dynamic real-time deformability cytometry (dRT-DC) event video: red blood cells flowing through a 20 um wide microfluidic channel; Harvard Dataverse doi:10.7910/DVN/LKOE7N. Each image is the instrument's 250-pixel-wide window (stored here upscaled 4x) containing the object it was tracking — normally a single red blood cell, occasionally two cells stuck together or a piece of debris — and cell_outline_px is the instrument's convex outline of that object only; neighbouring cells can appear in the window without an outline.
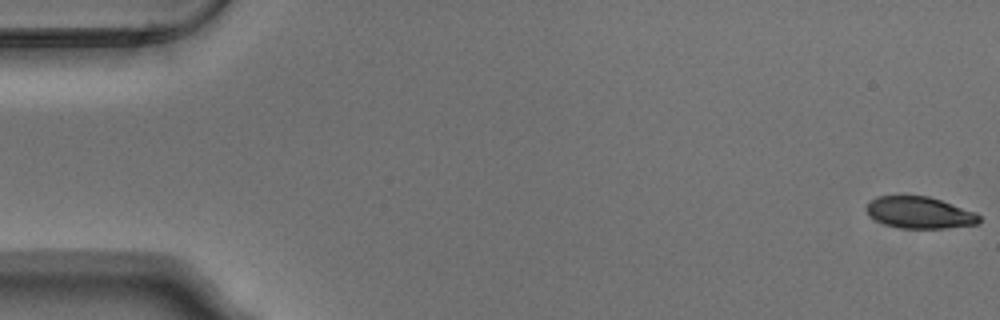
{"species": "Egyptian fruit bat (a non-hibernating species)", "species_latin": "Rousettus aegyptiacus", "temperature_condition": "warm", "stored_images_in_passage": 54, "camera_frame_rate_fps": 3000, "um_per_image_px": 0.085, "animal": {"sex": "male"}, "frame": {"image": 1, "passage_image": 1, "time_ms": 0.0, "image_size_px": [1000, 320], "cell_outline_px": [[980, 220], [976, 224], [944, 228], [900, 228], [884, 224], [868, 216], [864, 208], [868, 200], [876, 196], [928, 196], [976, 212], [980, 216]], "centroid_in_image_um": [78.09, 18.06], "position_along_channel_um": 6.9, "area_um2": 20.92}}
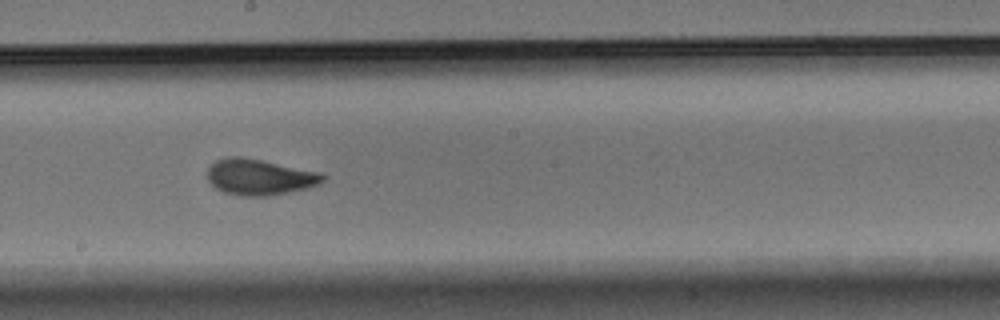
{"frame": {"image": 2, "passage_image": 30, "time_ms": 9.667, "image_size_px": [1000, 320], "cell_outline_px": [[324, 180], [320, 184], [304, 188], [264, 196], [240, 196], [224, 192], [216, 188], [208, 180], [208, 168], [216, 160], [228, 156], [240, 156], [320, 172], [324, 176]], "centroid_in_image_um": [22.02, 15.04], "position_along_channel_um": 226.2, "area_um2": 23.76}}
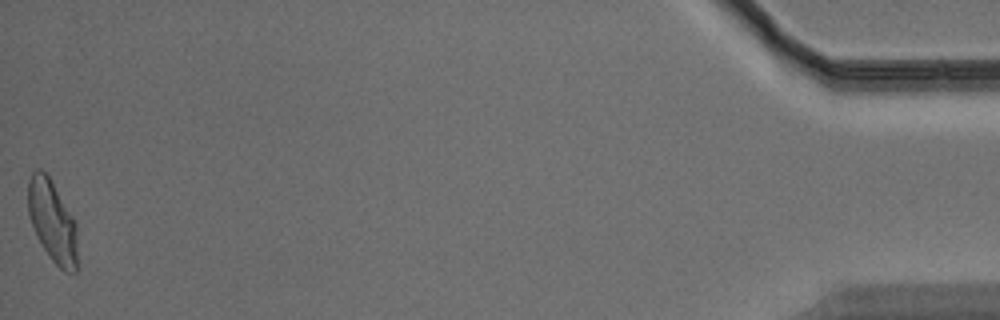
{"frame": {"image": 3, "passage_image": 54, "time_ms": 17.667, "image_size_px": [1000, 320], "cell_outline_px": [[76, 272], [64, 272], [52, 260], [36, 236], [28, 212], [28, 180], [32, 172], [36, 168], [40, 168], [48, 176], [72, 216], [76, 224]], "centroid_in_image_um": [4.43, 18.8], "position_along_channel_um": 430.8, "area_um2": 23.12}, "authors_computed_cell_mechanics": {"area_um2": 23.1778, "velocity_mm_per_s": 3.7671, "shape_relaxation_time_tau1_ms": 3.1991, "shape_relaxation_time_tau2_ms": 1.1314, "deformation_change_tau1": 0.1558, "deformation_change_tau2": 0.072}}